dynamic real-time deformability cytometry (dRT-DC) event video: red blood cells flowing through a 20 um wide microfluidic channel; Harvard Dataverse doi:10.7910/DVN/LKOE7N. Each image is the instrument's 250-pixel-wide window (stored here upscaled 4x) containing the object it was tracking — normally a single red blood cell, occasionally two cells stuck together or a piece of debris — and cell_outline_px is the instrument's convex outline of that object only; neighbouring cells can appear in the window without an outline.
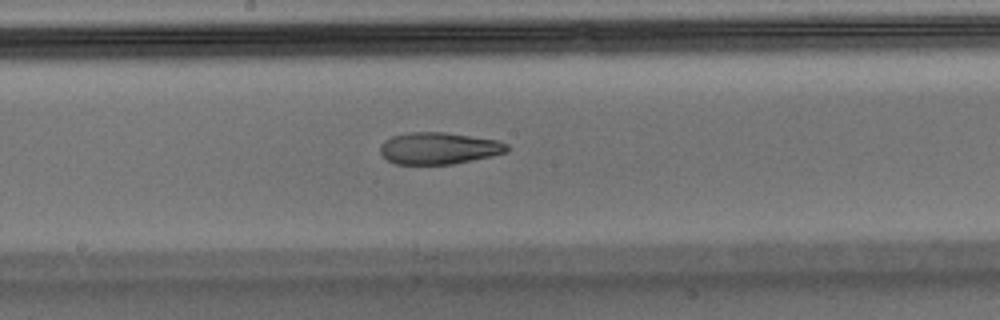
{"species": "Egyptian fruit bat (a non-hibernating species)", "species_latin": "Rousettus aegyptiacus", "temperature_condition": "warm", "stored_images_in_passage": 32, "camera_frame_rate_fps": 3000, "um_per_image_px": 0.085, "animal": {"sex": "male"}, "frame": {"image": 1, "passage_image": 14, "time_ms": 4.333, "image_size_px": [1000, 320], "cell_outline_px": [[508, 152], [492, 156], [452, 164], [396, 164], [388, 160], [380, 152], [380, 144], [384, 140], [392, 136], [408, 132], [444, 132], [500, 140], [508, 144]], "centroid_in_image_um": [37.32, 12.59], "position_along_channel_um": 210.9, "area_um2": 23.64}}